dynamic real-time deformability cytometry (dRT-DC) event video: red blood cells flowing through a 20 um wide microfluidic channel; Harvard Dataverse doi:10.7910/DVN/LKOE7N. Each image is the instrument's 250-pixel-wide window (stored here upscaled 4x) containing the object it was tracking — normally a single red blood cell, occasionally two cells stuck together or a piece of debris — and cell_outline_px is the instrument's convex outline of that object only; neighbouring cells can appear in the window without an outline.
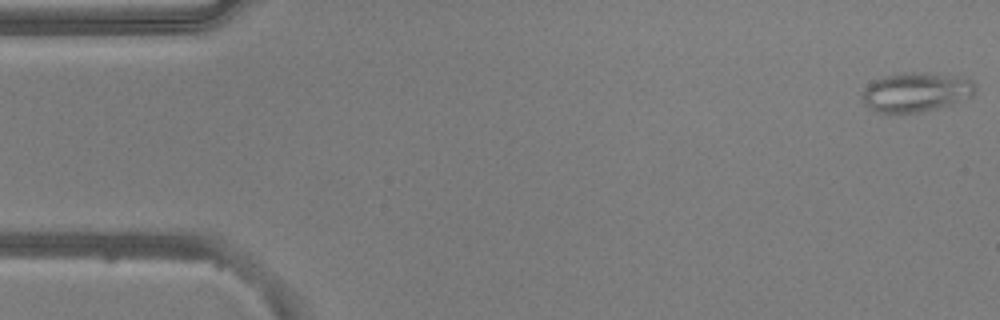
{"species": "common noctule bat (a hibernating species)", "species_latin": "Nyctalus noctula", "temperature_condition": "warm", "stored_images_in_passage": 35, "camera_frame_rate_fps": 3000, "um_per_image_px": 0.085, "animal": {"sex": "male", "body_mass_g": 20.5, "forearm_length_mm": 52.5}, "frame": {"image": 1, "passage_image": 1, "time_ms": 0.0, "image_size_px": [1000, 320], "cell_outline_px": [[976, 88], [972, 96], [936, 108], [916, 112], [888, 116], [868, 108], [864, 104], [860, 96], [864, 88], [872, 80], [884, 76], [912, 72], [972, 80], [976, 84]], "centroid_in_image_um": [77.72, 7.88], "position_along_channel_um": 7.3, "area_um2": 25.72}}
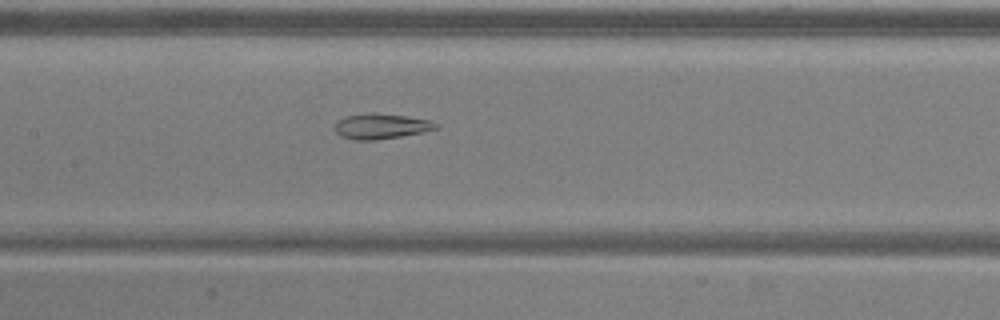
{"frame": {"image": 2, "passage_image": 24, "time_ms": 7.667, "image_size_px": [1000, 320], "cell_outline_px": [[440, 128], [400, 136], [372, 140], [352, 140], [340, 136], [336, 132], [336, 120], [344, 116], [368, 112], [372, 112], [408, 116], [428, 120], [436, 124]], "centroid_in_image_um": [32.33, 10.71], "position_along_channel_um": 175.1, "area_um2": 14.91}}
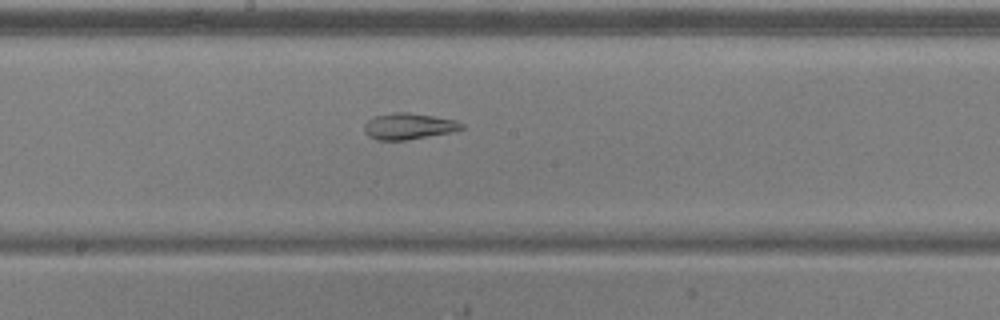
{"frame": {"image": 3, "passage_image": 27, "time_ms": 8.667, "image_size_px": [1000, 320], "cell_outline_px": [[464, 128], [448, 132], [408, 140], [376, 140], [368, 136], [364, 132], [364, 124], [368, 120], [376, 116], [392, 112], [408, 112], [456, 120], [464, 124]], "centroid_in_image_um": [34.69, 10.73], "position_along_channel_um": 213.5, "area_um2": 14.8}}